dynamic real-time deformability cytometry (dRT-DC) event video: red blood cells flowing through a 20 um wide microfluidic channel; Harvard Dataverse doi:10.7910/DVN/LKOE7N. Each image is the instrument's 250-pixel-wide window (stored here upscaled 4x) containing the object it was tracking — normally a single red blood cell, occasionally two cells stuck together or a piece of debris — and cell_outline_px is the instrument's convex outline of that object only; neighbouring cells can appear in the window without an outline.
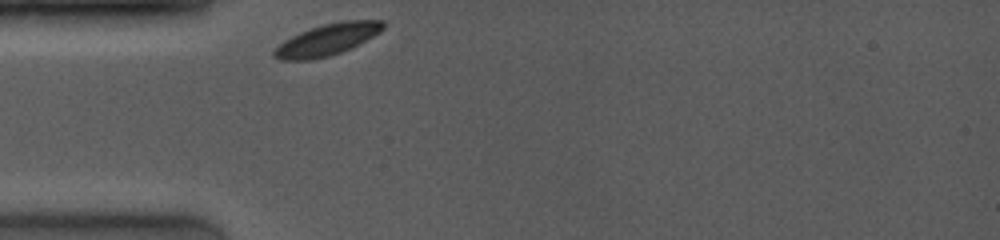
{"species": "common noctule bat (a hibernating species)", "species_latin": "Nyctalus noctula", "temperature_condition": "room temperature", "stored_images_in_passage": 26, "camera_frame_rate_fps": 4000, "um_per_image_px": 0.085, "animal": {"sex": "female", "body_mass_g": 19.0, "forearm_length_mm": 53.3}, "frame": {"image": 1, "passage_image": 1, "time_ms": 0.0, "image_size_px": [1000, 240], "cell_outline_px": [[384, 28], [380, 32], [352, 48], [328, 56], [312, 60], [280, 60], [272, 56], [272, 52], [284, 40], [300, 32], [324, 24], [340, 20], [384, 20]], "centroid_in_image_um": [27.82, 3.37], "position_along_channel_um": 57.2, "area_um2": 20.0}}
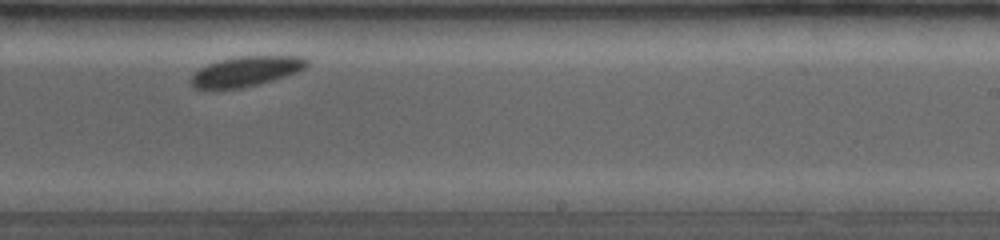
{"frame": {"image": 2, "passage_image": 17, "time_ms": 5.75, "image_size_px": [1000, 240], "cell_outline_px": [[308, 64], [300, 72], [260, 84], [240, 88], [212, 92], [192, 88], [188, 80], [200, 68], [208, 64], [220, 60], [240, 56], [304, 56], [308, 60]], "centroid_in_image_um": [20.86, 6.11], "position_along_channel_um": 268.1, "area_um2": 20.98}}
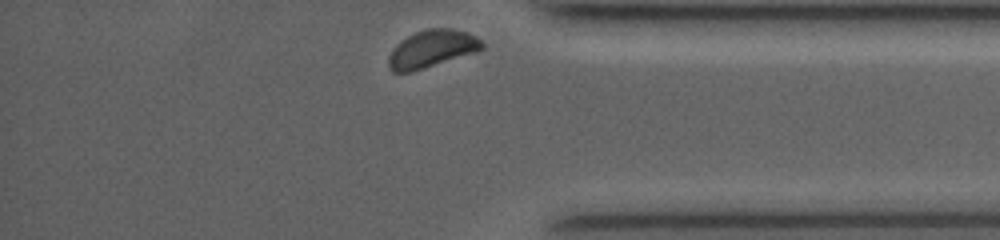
{"frame": {"image": 3, "passage_image": 26, "time_ms": 9.25, "image_size_px": [1000, 240], "cell_outline_px": [[484, 48], [476, 52], [408, 72], [392, 72], [388, 68], [388, 56], [392, 48], [400, 40], [416, 32], [428, 28], [452, 28], [476, 36], [484, 44]], "centroid_in_image_um": [36.67, 4.14], "position_along_channel_um": 398.5, "area_um2": 20.17}}